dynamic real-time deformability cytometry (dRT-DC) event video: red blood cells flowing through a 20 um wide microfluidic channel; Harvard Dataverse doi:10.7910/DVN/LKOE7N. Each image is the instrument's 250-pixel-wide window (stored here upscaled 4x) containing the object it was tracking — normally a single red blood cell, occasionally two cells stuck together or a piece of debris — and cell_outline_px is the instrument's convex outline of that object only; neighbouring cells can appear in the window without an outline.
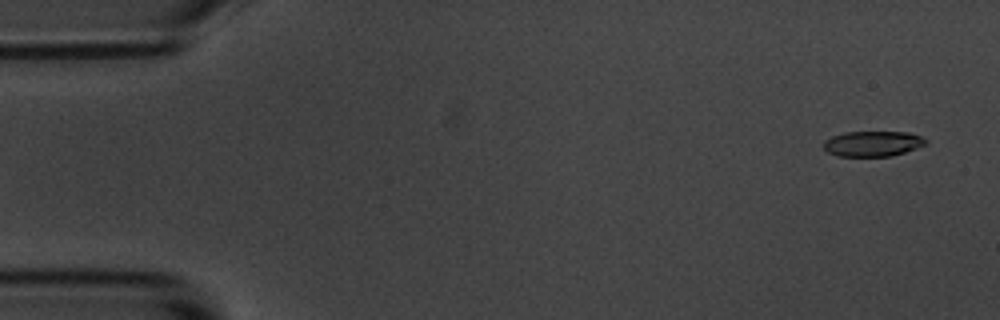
{"species": "common noctule bat (a hibernating species)", "species_latin": "Nyctalus noctula", "temperature_condition": "room temperature", "stored_images_in_passage": 55, "camera_frame_rate_fps": 3000, "um_per_image_px": 0.085, "animal": {"sex": "male", "body_mass_g": 20.1, "forearm_length_mm": 53.5}, "frame": {"image": 1, "passage_image": 3, "time_ms": 0.667, "image_size_px": [1000, 320], "cell_outline_px": [[928, 144], [892, 156], [836, 156], [828, 152], [824, 148], [824, 140], [832, 136], [844, 132], [908, 132], [920, 136], [928, 140]], "centroid_in_image_um": [74.19, 12.21], "position_along_channel_um": 10.8, "area_um2": 15.14}}
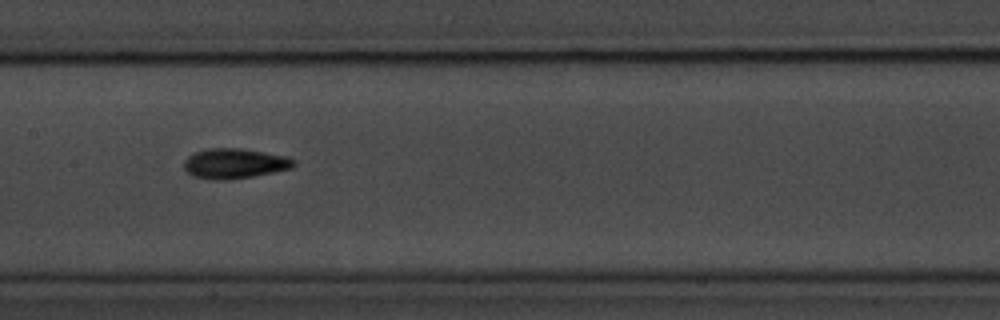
{"frame": {"image": 2, "passage_image": 27, "time_ms": 8.667, "image_size_px": [1000, 320], "cell_outline_px": [[296, 164], [292, 168], [252, 176], [228, 180], [212, 180], [192, 176], [184, 168], [184, 160], [192, 152], [208, 148], [240, 148], [288, 156], [296, 160]], "centroid_in_image_um": [19.92, 13.89], "position_along_channel_um": 187.5, "area_um2": 19.42}}
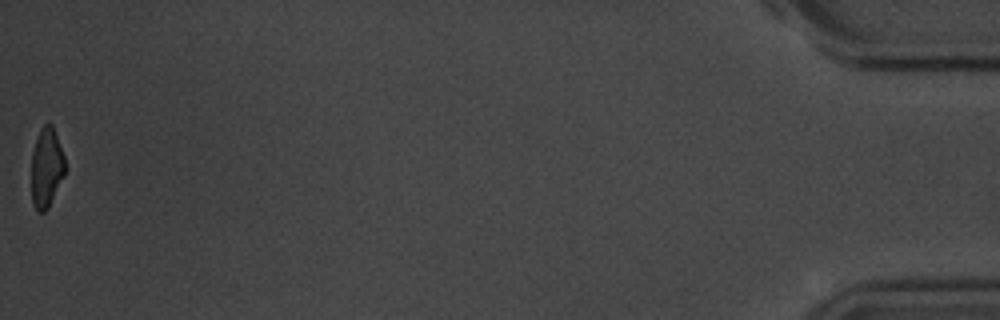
{"frame": {"image": 3, "passage_image": 55, "time_ms": 18.0, "image_size_px": [1000, 320], "cell_outline_px": [[64, 176], [48, 208], [44, 212], [36, 212], [32, 204], [32, 152], [40, 128], [44, 124], [52, 124], [64, 156]], "centroid_in_image_um": [3.94, 14.28], "position_along_channel_um": 431.3, "area_um2": 15.49}, "authors_computed_cell_mechanics": {"area_um2": 17.1088, "velocity_mm_per_s": 3.6771, "shape_relaxation_time_tau1_ms": 3.0184, "shape_relaxation_time_tau2_ms": 3.3187, "deformation_change_tau1": 0.1331, "deformation_change_tau2": 0.1057}}